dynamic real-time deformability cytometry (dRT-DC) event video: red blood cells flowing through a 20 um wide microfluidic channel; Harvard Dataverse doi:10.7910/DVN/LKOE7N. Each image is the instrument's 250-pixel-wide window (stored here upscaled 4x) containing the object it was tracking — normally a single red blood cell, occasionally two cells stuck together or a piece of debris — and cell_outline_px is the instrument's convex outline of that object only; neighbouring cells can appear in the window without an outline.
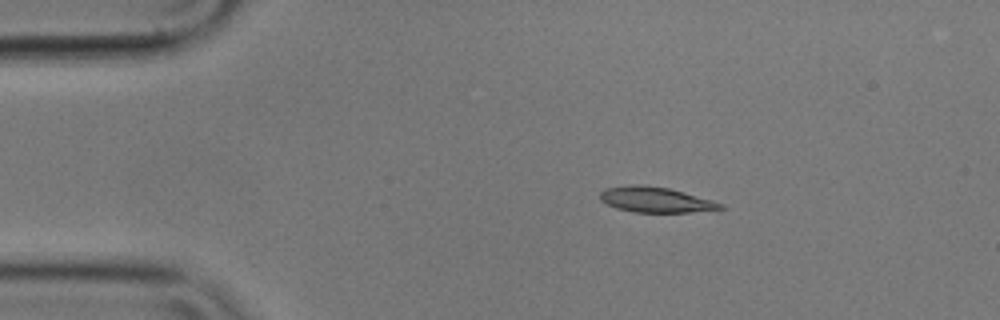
{"species": "common noctule bat (a hibernating species)", "species_latin": "Nyctalus noctula", "temperature_condition": "cold", "stored_images_in_passage": 5, "camera_frame_rate_fps": 3000, "um_per_image_px": 0.085, "animal": {"sex": "male", "body_mass_g": 17.9}, "frame": {"image": 1, "passage_image": 2, "time_ms": 0.333, "image_size_px": [1000, 320], "cell_outline_px": [[724, 208], [688, 212], [632, 212], [616, 208], [600, 200], [600, 192], [604, 188], [636, 184], [644, 184], [668, 188], [712, 200], [724, 204]], "centroid_in_image_um": [55.68, 16.97], "position_along_channel_um": 29.3, "area_um2": 17.69}}
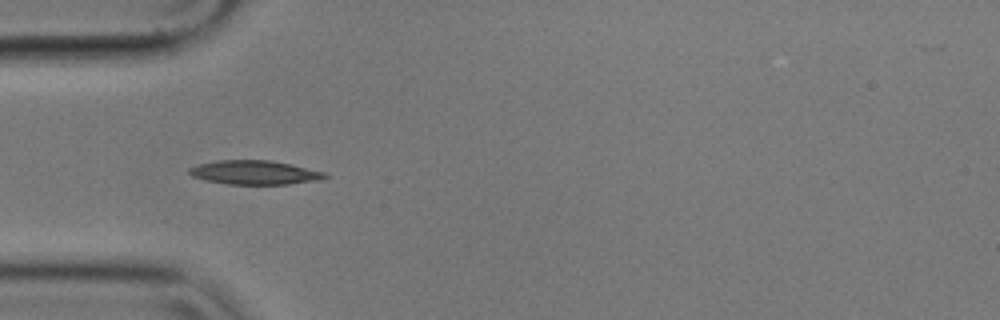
{"frame": {"image": 2, "passage_image": 4, "time_ms": 1.0, "image_size_px": [1000, 320], "cell_outline_px": [[328, 176], [324, 180], [288, 184], [228, 184], [204, 180], [192, 176], [188, 172], [188, 168], [200, 164], [220, 160], [272, 160], [292, 164], [324, 172]], "centroid_in_image_um": [21.68, 14.66], "position_along_channel_um": 63.3, "area_um2": 19.07}}
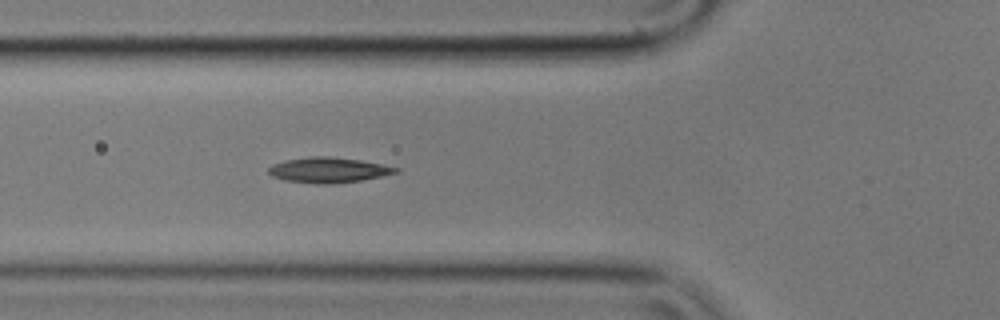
{"frame": {"image": 3, "passage_image": 5, "time_ms": 1.333, "image_size_px": [1000, 320], "cell_outline_px": [[400, 172], [360, 180], [332, 184], [316, 184], [284, 180], [272, 176], [268, 172], [268, 168], [272, 164], [284, 160], [308, 156], [328, 156], [360, 160], [400, 168]], "centroid_in_image_um": [27.88, 14.45], "position_along_channel_um": 97.9, "area_um2": 18.79}}